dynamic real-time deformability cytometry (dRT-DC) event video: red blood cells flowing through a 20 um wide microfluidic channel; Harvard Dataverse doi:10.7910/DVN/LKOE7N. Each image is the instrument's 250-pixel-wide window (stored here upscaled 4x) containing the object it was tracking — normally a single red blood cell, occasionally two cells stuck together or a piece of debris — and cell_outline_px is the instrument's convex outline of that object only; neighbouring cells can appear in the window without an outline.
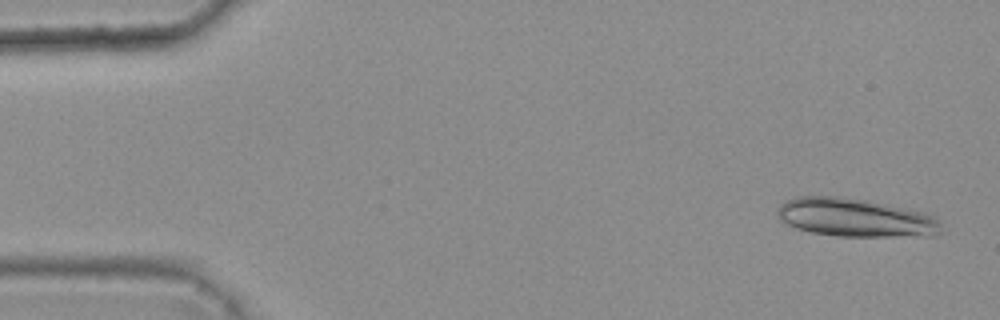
{"species": "common noctule bat (a hibernating species)", "species_latin": "Nyctalus noctula", "temperature_condition": "warm", "stored_images_in_passage": 4, "camera_frame_rate_fps": 3000, "um_per_image_px": 0.085, "animal": {"sex": "female", "body_mass_g": 25.1}, "frame": {"image": 1, "passage_image": 1, "time_ms": 0.0, "image_size_px": [1000, 320], "cell_outline_px": [[940, 232], [936, 236], [836, 236], [812, 232], [796, 228], [780, 220], [776, 216], [776, 212], [780, 204], [784, 200], [796, 196], [840, 196], [868, 200], [932, 212], [940, 220]], "centroid_in_image_um": [72.76, 18.48], "position_along_channel_um": 12.2, "area_um2": 37.51}}